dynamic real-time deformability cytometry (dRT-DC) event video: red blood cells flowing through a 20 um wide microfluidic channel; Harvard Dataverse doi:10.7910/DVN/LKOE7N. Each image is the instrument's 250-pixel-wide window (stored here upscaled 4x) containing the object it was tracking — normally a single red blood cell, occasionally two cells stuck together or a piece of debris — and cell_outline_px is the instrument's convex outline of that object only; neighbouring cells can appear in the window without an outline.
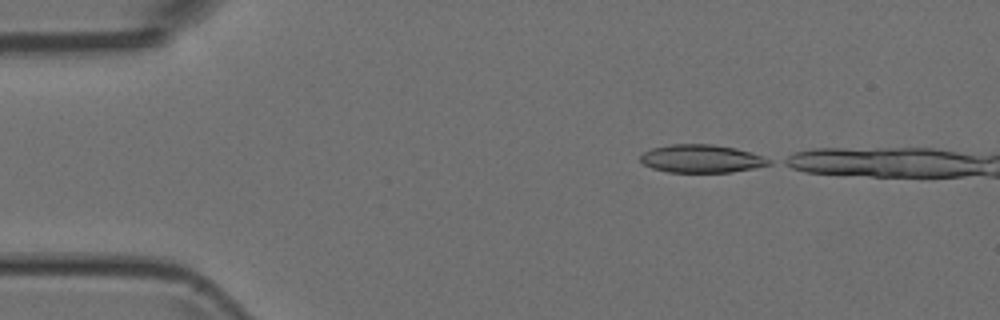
{"species": "Egyptian fruit bat (a non-hibernating species)", "species_latin": "Rousettus aegyptiacus", "temperature_condition": "room temperature", "stored_images_in_passage": 4, "camera_frame_rate_fps": 3000, "um_per_image_px": 0.085, "animal": {"sex": "female"}, "frame": {"image": 1, "passage_image": 1, "time_ms": 0.0, "image_size_px": [1000, 320], "cell_outline_px": [[772, 164], [732, 172], [668, 172], [652, 168], [644, 164], [640, 160], [640, 156], [644, 152], [652, 148], [672, 144], [712, 144], [736, 148], [764, 156], [772, 160]], "centroid_in_image_um": [59.64, 13.48], "position_along_channel_um": 25.4, "area_um2": 20.98}}